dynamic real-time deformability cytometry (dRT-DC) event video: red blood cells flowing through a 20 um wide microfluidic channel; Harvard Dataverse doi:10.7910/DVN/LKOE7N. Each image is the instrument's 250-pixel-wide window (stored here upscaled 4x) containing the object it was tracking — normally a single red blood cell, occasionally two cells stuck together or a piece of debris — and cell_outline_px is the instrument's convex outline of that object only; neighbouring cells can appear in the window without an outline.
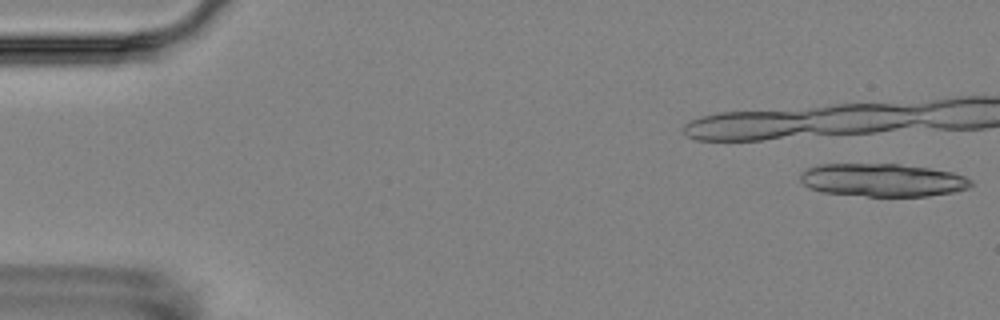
{"species": "Egyptian fruit bat (a non-hibernating species)", "species_latin": "Rousettus aegyptiacus", "temperature_condition": "room temperature", "stored_images_in_passage": 8, "camera_frame_rate_fps": 3000, "um_per_image_px": 0.085, "animal": {"sex": "female"}, "frame": {"image": 1, "passage_image": 1, "time_ms": 0.0, "image_size_px": [1000, 320], "cell_outline_px": [[972, 184], [968, 188], [952, 192], [928, 196], [868, 196], [820, 192], [808, 188], [800, 180], [800, 172], [816, 164], [900, 164], [928, 168], [952, 172], [964, 176], [972, 180]], "centroid_in_image_um": [74.98, 15.3], "position_along_channel_um": 10.0, "area_um2": 32.95}}